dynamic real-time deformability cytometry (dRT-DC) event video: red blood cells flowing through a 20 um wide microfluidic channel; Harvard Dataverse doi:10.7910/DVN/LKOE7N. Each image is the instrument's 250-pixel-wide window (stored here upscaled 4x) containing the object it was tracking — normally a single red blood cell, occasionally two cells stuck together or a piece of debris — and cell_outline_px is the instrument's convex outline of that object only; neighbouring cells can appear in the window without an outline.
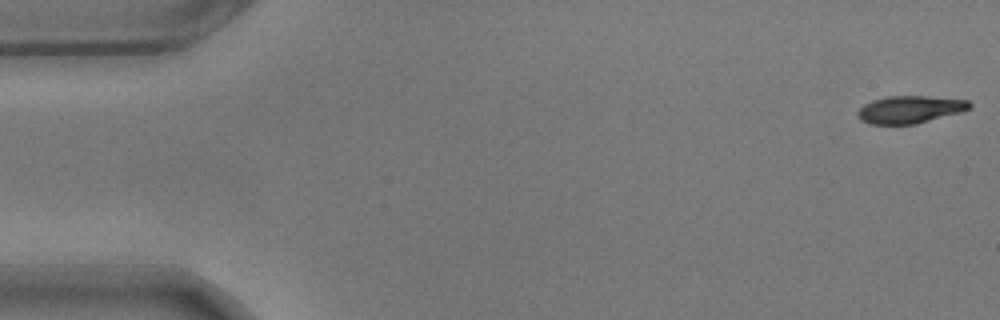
{"species": "common noctule bat (a hibernating species)", "species_latin": "Nyctalus noctula", "temperature_condition": "warm", "stored_images_in_passage": 57, "camera_frame_rate_fps": 3000, "um_per_image_px": 0.085, "animal": {"sex": "male", "body_mass_g": 17.9}, "frame": {"image": 1, "passage_image": 1, "time_ms": 0.0, "image_size_px": [1000, 320], "cell_outline_px": [[972, 108], [960, 112], [916, 124], [868, 124], [860, 120], [856, 116], [856, 112], [864, 104], [872, 100], [888, 96], [924, 96], [968, 100], [972, 104]], "centroid_in_image_um": [77.31, 9.31], "position_along_channel_um": 7.7, "area_um2": 17.98}}
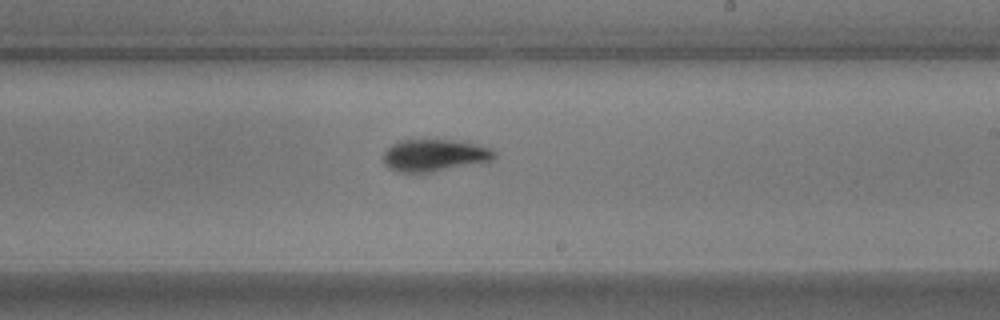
{"frame": {"image": 2, "passage_image": 33, "time_ms": 10.667, "image_size_px": [1000, 320], "cell_outline_px": [[496, 156], [492, 160], [432, 172], [400, 172], [388, 168], [384, 164], [384, 152], [392, 144], [400, 140], [452, 140], [476, 144], [492, 148], [496, 152]], "centroid_in_image_um": [36.93, 13.2], "position_along_channel_um": 252.1, "area_um2": 20.63}}
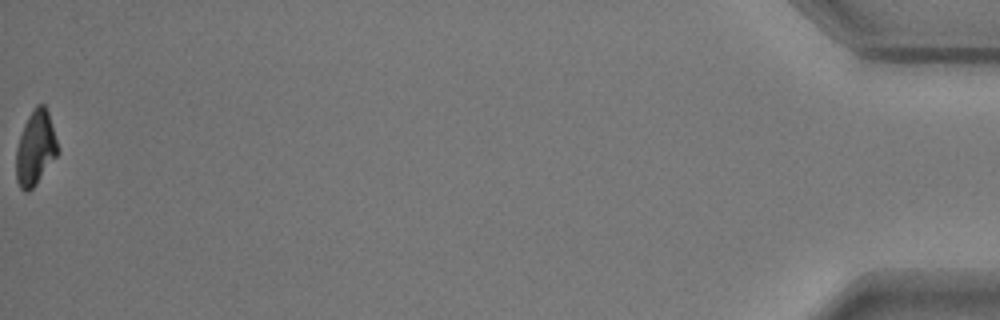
{"frame": {"image": 3, "passage_image": 57, "time_ms": 18.667, "image_size_px": [1000, 320], "cell_outline_px": [[60, 152], [36, 184], [28, 192], [24, 192], [20, 188], [16, 180], [16, 148], [24, 124], [32, 108], [36, 104], [44, 104], [48, 112], [60, 148]], "centroid_in_image_um": [3.03, 12.59], "position_along_channel_um": 432.2, "area_um2": 18.32}, "authors_computed_cell_mechanics": {"area_um2": 19.652, "velocity_mm_per_s": 3.5324, "shape_relaxation_time_tau1_ms": 3.1848, "shape_relaxation_time_tau2_ms": 4.0845, "deformation_change_tau1": 0.1743, "deformation_change_tau2": 0.0807}}